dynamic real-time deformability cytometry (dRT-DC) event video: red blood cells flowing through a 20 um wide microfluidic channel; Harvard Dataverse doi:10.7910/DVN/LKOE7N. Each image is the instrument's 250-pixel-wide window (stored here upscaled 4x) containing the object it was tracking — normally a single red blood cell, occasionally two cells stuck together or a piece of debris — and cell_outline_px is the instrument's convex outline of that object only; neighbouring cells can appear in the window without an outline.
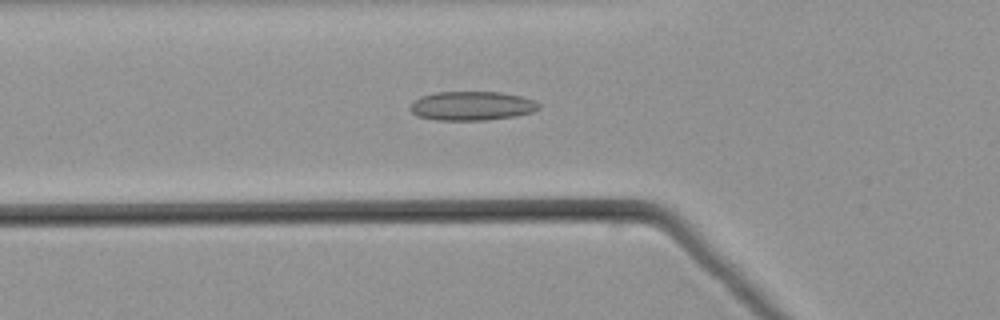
{"species": "common noctule bat (a hibernating species)", "species_latin": "Nyctalus noctula", "temperature_condition": "warm", "stored_images_in_passage": 51, "camera_frame_rate_fps": 3000, "um_per_image_px": 0.085, "animal": {"sex": "male", "body_mass_g": 21.5, "forearm_length_mm": 52.0}, "frame": {"image": 1, "passage_image": 18, "time_ms": 5.667, "image_size_px": [1000, 320], "cell_outline_px": [[540, 108], [532, 112], [516, 116], [484, 120], [436, 120], [416, 116], [408, 108], [420, 96], [436, 92], [500, 92], [520, 96], [532, 100], [540, 104]], "centroid_in_image_um": [40.09, 9.0], "position_along_channel_um": 85.7, "area_um2": 21.73}}
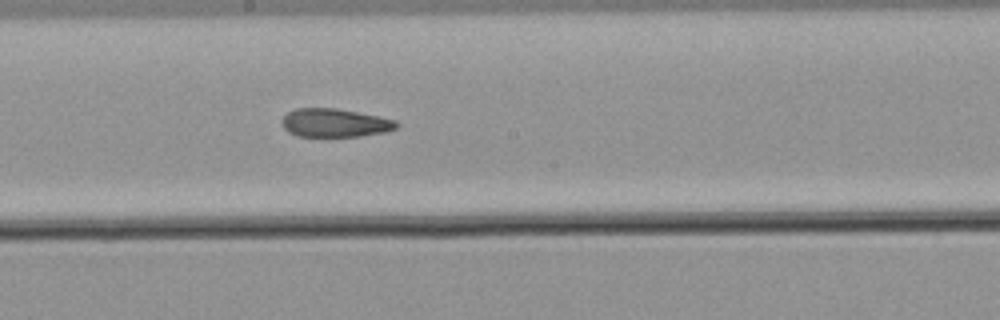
{"frame": {"image": 2, "passage_image": 28, "time_ms": 9.0, "image_size_px": [1000, 320], "cell_outline_px": [[400, 124], [396, 128], [388, 132], [360, 136], [296, 136], [288, 132], [280, 124], [280, 120], [288, 112], [296, 108], [336, 108], [380, 116], [396, 120]], "centroid_in_image_um": [28.46, 10.44], "position_along_channel_um": 219.7, "area_um2": 19.25}}
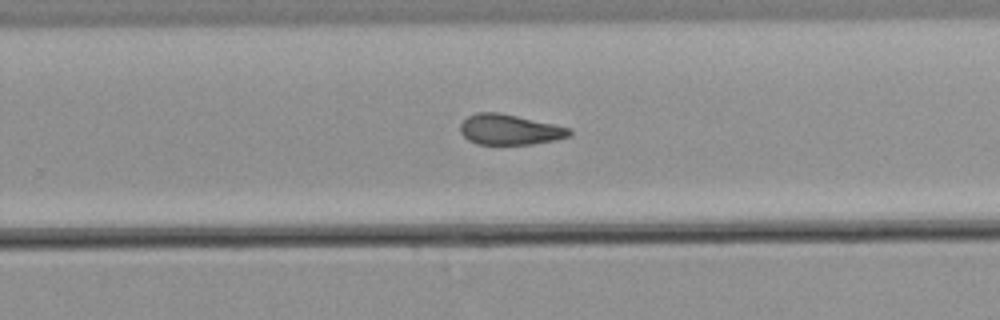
{"frame": {"image": 3, "passage_image": 33, "time_ms": 10.667, "image_size_px": [1000, 320], "cell_outline_px": [[572, 136], [556, 140], [532, 144], [476, 144], [468, 140], [460, 132], [460, 124], [468, 116], [476, 112], [500, 112], [572, 128]], "centroid_in_image_um": [43.34, 11.01], "position_along_channel_um": 286.5, "area_um2": 19.54}}